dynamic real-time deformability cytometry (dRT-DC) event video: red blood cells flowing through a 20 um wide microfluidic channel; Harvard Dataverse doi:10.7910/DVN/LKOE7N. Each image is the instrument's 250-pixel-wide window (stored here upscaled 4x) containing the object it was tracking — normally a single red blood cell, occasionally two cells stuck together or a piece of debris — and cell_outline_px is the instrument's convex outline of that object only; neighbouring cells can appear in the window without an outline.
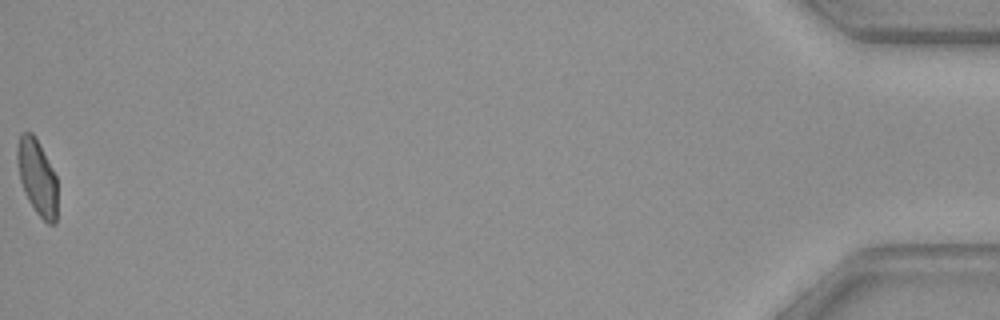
{"species": "common noctule bat (a hibernating species)", "species_latin": "Nyctalus noctula", "temperature_condition": "warm", "stored_images_in_passage": 42, "camera_frame_rate_fps": 3000, "um_per_image_px": 0.085, "animal": {"sex": "female", "body_mass_g": 29.2, "forearm_length_mm": 56.3}, "frame": {"image": 1, "passage_image": 42, "time_ms": 13.667, "image_size_px": [1000, 320], "cell_outline_px": [[56, 224], [48, 224], [36, 212], [28, 200], [24, 192], [20, 180], [16, 160], [16, 148], [20, 136], [24, 132], [32, 132], [56, 176]], "centroid_in_image_um": [3.13, 15.08], "position_along_channel_um": 432.1, "area_um2": 17.4}}